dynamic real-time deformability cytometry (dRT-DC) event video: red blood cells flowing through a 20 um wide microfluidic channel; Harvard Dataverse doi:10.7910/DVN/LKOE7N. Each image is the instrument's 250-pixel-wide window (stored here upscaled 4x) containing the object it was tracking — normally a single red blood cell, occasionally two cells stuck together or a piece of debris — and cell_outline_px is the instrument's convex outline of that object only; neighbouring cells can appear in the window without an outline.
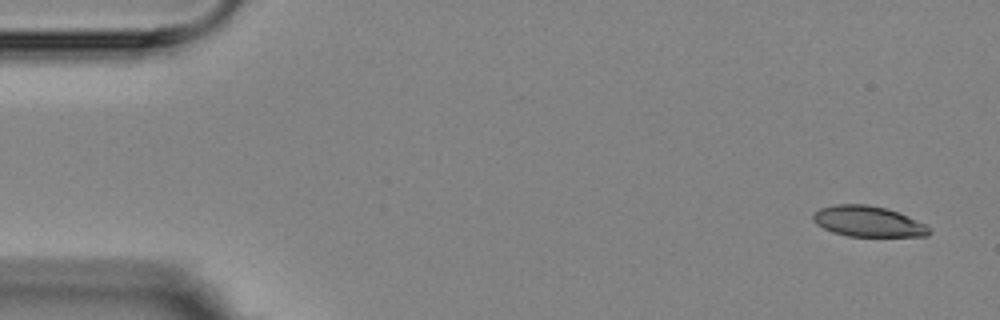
{"species": "Egyptian fruit bat (a non-hibernating species)", "species_latin": "Rousettus aegyptiacus", "temperature_condition": "room temperature", "stored_images_in_passage": 5, "camera_frame_rate_fps": 3000, "um_per_image_px": 0.085, "animal": {"sex": "female"}, "frame": {"image": 1, "passage_image": 1, "time_ms": 0.0, "image_size_px": [1000, 320], "cell_outline_px": [[932, 232], [928, 236], [848, 236], [832, 232], [816, 224], [812, 220], [812, 216], [820, 208], [836, 204], [864, 204], [884, 208], [896, 212], [924, 224], [932, 228]], "centroid_in_image_um": [73.77, 18.83], "position_along_channel_um": 11.2, "area_um2": 20.52}}
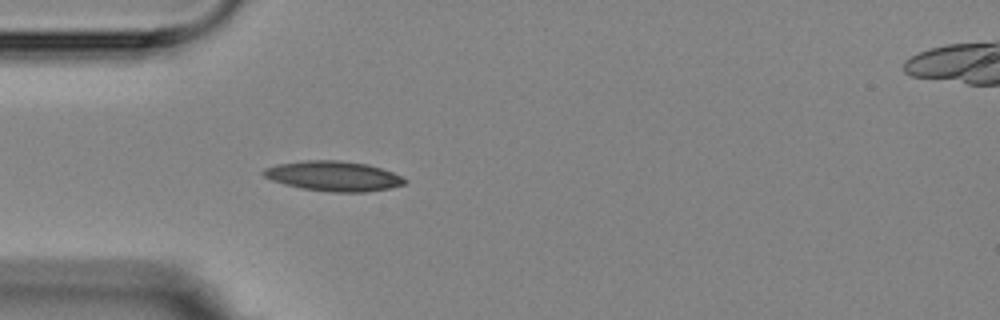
{"frame": {"image": 2, "passage_image": 5, "time_ms": 4.333, "image_size_px": [1000, 320], "cell_outline_px": [[408, 180], [404, 184], [388, 188], [364, 192], [332, 192], [300, 188], [284, 184], [272, 180], [264, 176], [260, 172], [264, 168], [276, 164], [304, 160], [340, 160], [364, 164], [380, 168], [392, 172]], "centroid_in_image_um": [28.29, 14.96], "position_along_channel_um": 56.7, "area_um2": 24.57}}